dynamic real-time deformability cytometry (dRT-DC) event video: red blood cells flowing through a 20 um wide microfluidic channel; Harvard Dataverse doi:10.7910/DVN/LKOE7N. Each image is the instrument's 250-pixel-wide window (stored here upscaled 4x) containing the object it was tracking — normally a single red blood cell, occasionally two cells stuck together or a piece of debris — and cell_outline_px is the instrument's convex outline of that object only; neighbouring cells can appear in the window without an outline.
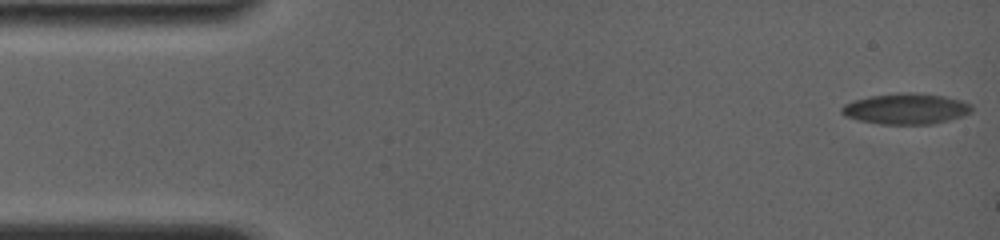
{"species": "common noctule bat (a hibernating species)", "species_latin": "Nyctalus noctula", "temperature_condition": "room temperature", "stored_images_in_passage": 46, "camera_frame_rate_fps": 4000, "um_per_image_px": 0.085, "animal": {"sex": "female", "body_mass_g": 19.0, "forearm_length_mm": 56.7}, "frame": {"image": 1, "passage_image": 1, "time_ms": 0.0, "image_size_px": [1000, 240], "cell_outline_px": [[972, 112], [964, 116], [932, 124], [880, 124], [860, 120], [844, 116], [840, 112], [840, 108], [844, 104], [852, 100], [872, 96], [900, 92], [916, 92], [944, 96], [960, 100], [972, 104]], "centroid_in_image_um": [77.01, 9.24], "position_along_channel_um": 8.0, "area_um2": 23.52}}
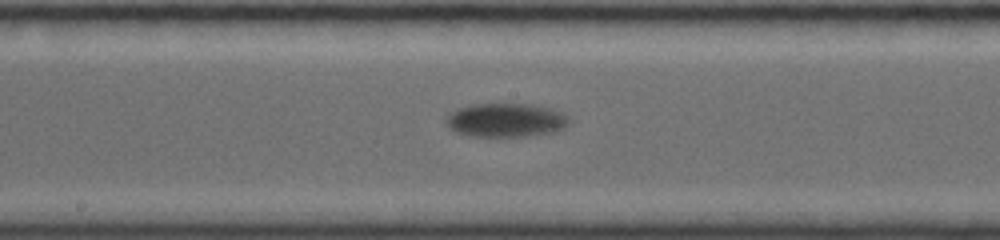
{"frame": {"image": 2, "passage_image": 27, "time_ms": 9.0, "image_size_px": [1000, 240], "cell_outline_px": [[568, 124], [564, 128], [552, 132], [524, 136], [472, 136], [460, 132], [452, 128], [448, 124], [448, 116], [452, 112], [460, 108], [480, 104], [528, 104], [548, 108], [560, 112], [568, 120]], "centroid_in_image_um": [43.03, 10.21], "position_along_channel_um": 205.2, "area_um2": 23.29}}
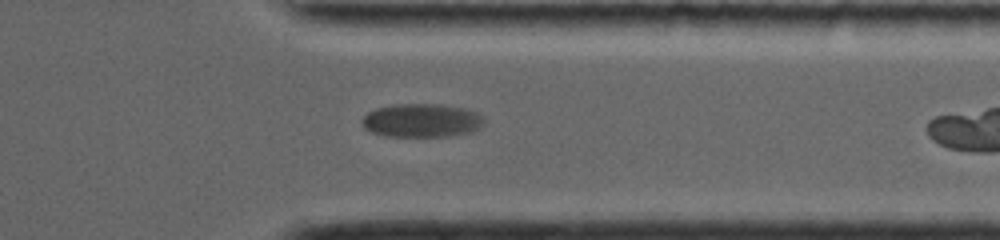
{"frame": {"image": 3, "passage_image": 45, "time_ms": 13.75, "image_size_px": [1000, 240], "cell_outline_px": [[484, 124], [468, 132], [444, 136], [388, 136], [372, 132], [364, 128], [364, 116], [368, 112], [376, 108], [400, 104], [440, 104], [464, 108], [476, 112], [484, 120]], "centroid_in_image_um": [35.83, 10.23], "position_along_channel_um": 375.6, "area_um2": 23.35}}